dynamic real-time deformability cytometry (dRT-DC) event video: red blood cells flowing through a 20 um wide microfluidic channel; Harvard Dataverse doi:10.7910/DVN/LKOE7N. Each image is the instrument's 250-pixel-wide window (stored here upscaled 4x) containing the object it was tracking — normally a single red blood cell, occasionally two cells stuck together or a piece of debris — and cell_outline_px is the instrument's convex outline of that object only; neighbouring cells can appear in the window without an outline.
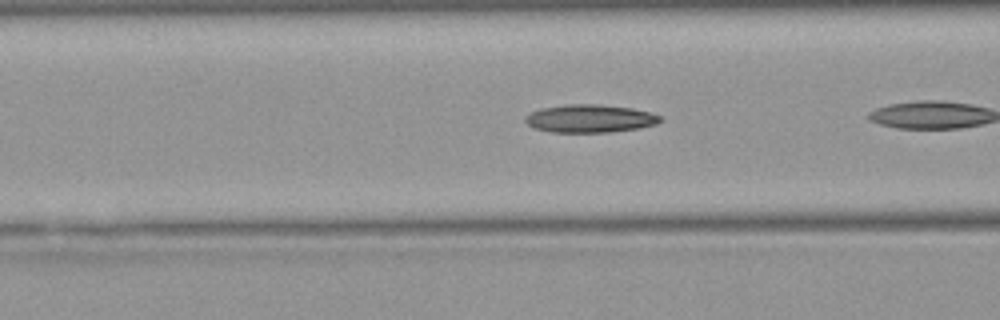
{"species": "Egyptian fruit bat (a non-hibernating species)", "species_latin": "Rousettus aegyptiacus", "temperature_condition": "warm", "stored_images_in_passage": 23, "camera_frame_rate_fps": 3000, "um_per_image_px": 0.085, "animal": {"sex": "female"}, "frame": {"image": 1, "passage_image": 4, "time_ms": 1.0, "image_size_px": [1000, 320], "cell_outline_px": [[664, 120], [656, 124], [640, 128], [608, 132], [552, 132], [532, 128], [524, 120], [524, 116], [540, 108], [568, 104], [596, 104], [632, 108], [652, 112], [660, 116]], "centroid_in_image_um": [50.15, 10.07], "position_along_channel_um": 116.5, "area_um2": 22.14}}
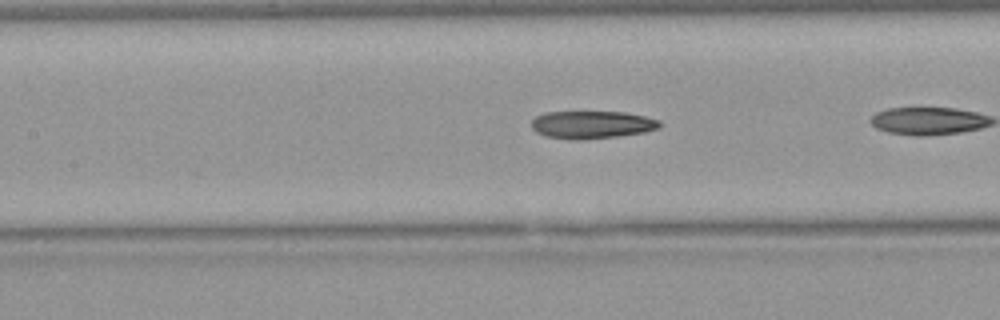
{"frame": {"image": 2, "passage_image": 7, "time_ms": 2.0, "image_size_px": [1000, 320], "cell_outline_px": [[664, 124], [660, 128], [644, 132], [620, 136], [584, 140], [572, 140], [544, 136], [536, 132], [532, 128], [532, 120], [536, 116], [544, 112], [624, 112], [644, 116], [660, 120]], "centroid_in_image_um": [50.33, 10.61], "position_along_channel_um": 157.1, "area_um2": 20.98}}
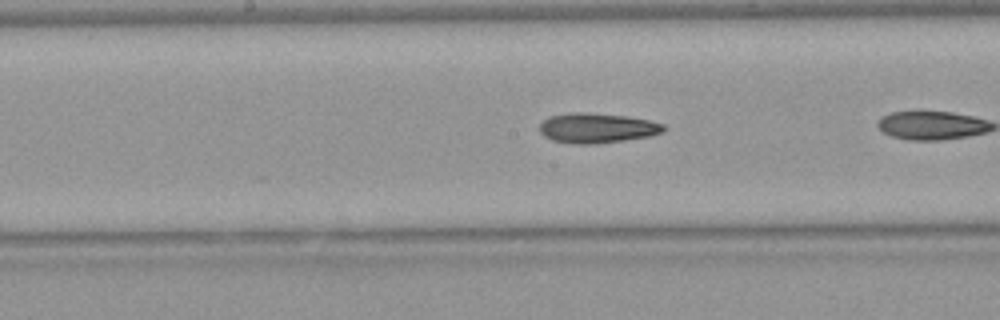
{"frame": {"image": 3, "passage_image": 10, "time_ms": 3.0, "image_size_px": [1000, 320], "cell_outline_px": [[668, 128], [664, 132], [648, 136], [624, 140], [596, 144], [572, 144], [552, 140], [544, 136], [540, 132], [540, 124], [548, 116], [572, 112], [588, 112], [628, 116], [648, 120], [664, 124]], "centroid_in_image_um": [50.75, 10.88], "position_along_channel_um": 197.5, "area_um2": 21.85}}